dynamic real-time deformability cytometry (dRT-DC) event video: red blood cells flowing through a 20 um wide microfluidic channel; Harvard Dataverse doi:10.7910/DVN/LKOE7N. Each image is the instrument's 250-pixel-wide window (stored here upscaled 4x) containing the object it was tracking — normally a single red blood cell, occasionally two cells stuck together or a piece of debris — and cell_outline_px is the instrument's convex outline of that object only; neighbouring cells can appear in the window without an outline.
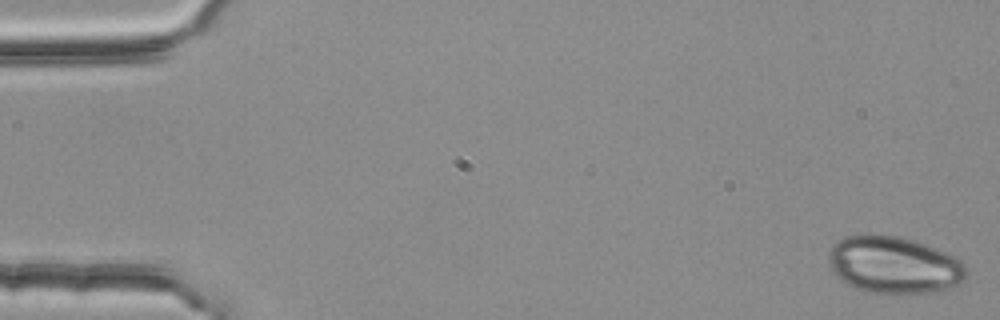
{"species": "common noctule bat (a hibernating species)", "species_latin": "Nyctalus noctula", "temperature_condition": "room temperature", "stored_images_in_passage": 51, "camera_frame_rate_fps": 3000, "um_per_image_px": 0.085, "animal": {"sex": "female", "body_mass_g": 25.1}, "frame": {"image": 1, "passage_image": 1, "time_ms": 0.0, "image_size_px": [1000, 320], "cell_outline_px": [[968, 272], [964, 280], [948, 288], [936, 292], [900, 296], [864, 292], [840, 280], [832, 272], [828, 260], [828, 252], [832, 244], [836, 240], [844, 236], [896, 236], [912, 240], [924, 244], [956, 256], [964, 264]], "centroid_in_image_um": [75.97, 22.58], "position_along_channel_um": 9.0, "area_um2": 46.47}}
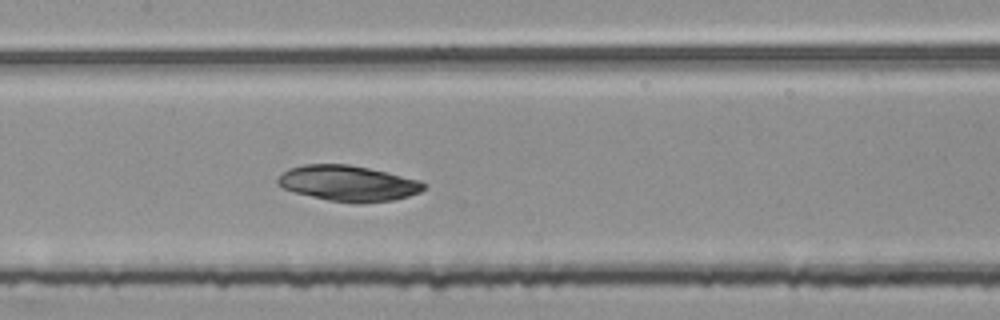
{"frame": {"image": 2, "passage_image": 26, "time_ms": 8.333, "image_size_px": [1000, 320], "cell_outline_px": [[428, 184], [420, 192], [408, 196], [392, 200], [360, 204], [356, 204], [328, 200], [296, 192], [284, 188], [276, 180], [288, 168], [304, 164], [348, 164], [388, 172], [420, 180]], "centroid_in_image_um": [29.64, 15.58], "position_along_channel_um": 177.8, "area_um2": 30.29}}
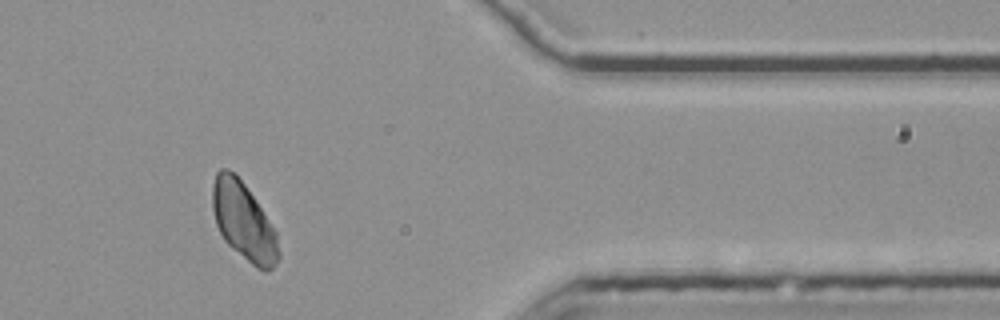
{"frame": {"image": 3, "passage_image": 45, "time_ms": 14.667, "image_size_px": [1000, 320], "cell_outline_px": [[280, 256], [276, 264], [268, 272], [264, 272], [256, 268], [232, 248], [224, 240], [216, 224], [212, 208], [212, 184], [216, 172], [220, 168], [228, 168], [236, 172], [276, 232], [280, 252]], "centroid_in_image_um": [20.69, 18.82], "position_along_channel_um": 390.7, "area_um2": 30.0}}